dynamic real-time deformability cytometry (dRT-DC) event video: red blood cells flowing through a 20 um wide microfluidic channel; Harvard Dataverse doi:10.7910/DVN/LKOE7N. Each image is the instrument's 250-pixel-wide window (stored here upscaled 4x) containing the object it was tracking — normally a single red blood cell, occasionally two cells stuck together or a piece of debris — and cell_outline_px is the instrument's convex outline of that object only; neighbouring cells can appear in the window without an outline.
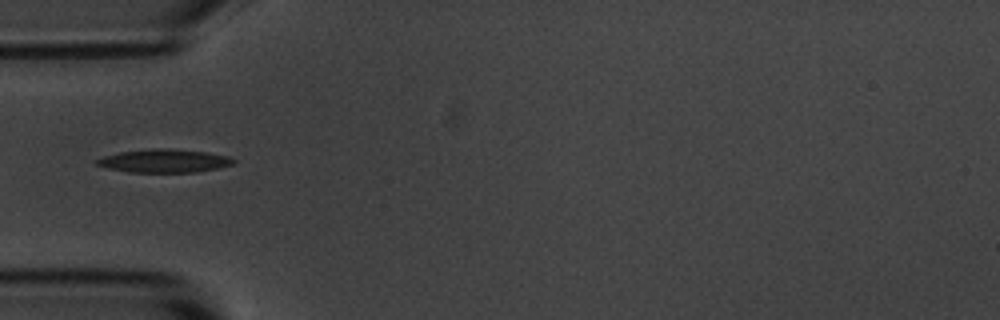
{"species": "common noctule bat (a hibernating species)", "species_latin": "Nyctalus noctula", "temperature_condition": "room temperature", "stored_images_in_passage": 5, "camera_frame_rate_fps": 3000, "um_per_image_px": 0.085, "animal": {"sex": "male", "body_mass_g": 20.1, "forearm_length_mm": 53.5}, "frame": {"image": 1, "passage_image": 2, "time_ms": 1.333, "image_size_px": [1000, 320], "cell_outline_px": [[236, 160], [232, 164], [216, 168], [196, 172], [128, 172], [108, 168], [96, 164], [96, 160], [104, 156], [120, 152], [152, 148], [172, 148], [208, 152], [228, 156]], "centroid_in_image_um": [13.96, 13.66], "position_along_channel_um": 71.0, "area_um2": 18.5}}
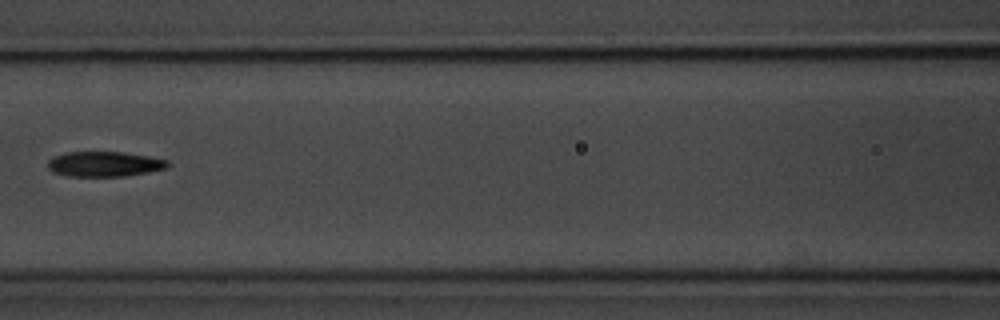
{"frame": {"image": 2, "passage_image": 4, "time_ms": 3.667, "image_size_px": [1000, 320], "cell_outline_px": [[168, 168], [148, 172], [124, 176], [68, 176], [52, 172], [48, 168], [48, 160], [52, 156], [64, 152], [124, 152], [148, 156], [168, 160]], "centroid_in_image_um": [8.84, 13.94], "position_along_channel_um": 157.8, "area_um2": 17.63}}
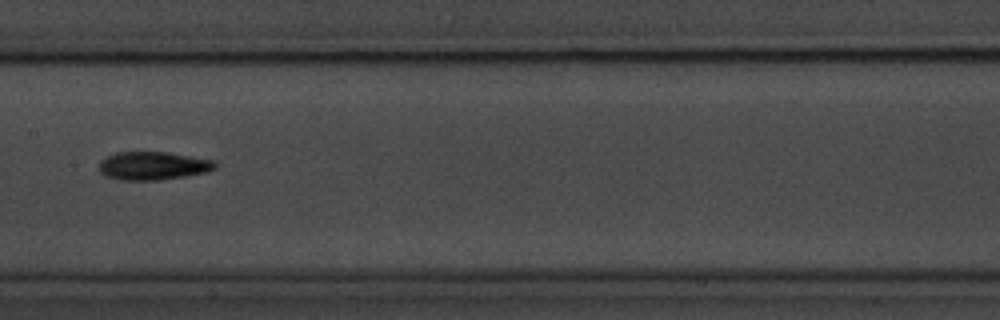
{"frame": {"image": 3, "passage_image": 5, "time_ms": 4.667, "image_size_px": [1000, 320], "cell_outline_px": [[216, 168], [204, 172], [184, 176], [156, 180], [120, 180], [108, 176], [100, 172], [100, 160], [104, 156], [112, 152], [168, 152], [212, 160], [216, 164]], "centroid_in_image_um": [12.95, 14.07], "position_along_channel_um": 194.5, "area_um2": 18.96}}